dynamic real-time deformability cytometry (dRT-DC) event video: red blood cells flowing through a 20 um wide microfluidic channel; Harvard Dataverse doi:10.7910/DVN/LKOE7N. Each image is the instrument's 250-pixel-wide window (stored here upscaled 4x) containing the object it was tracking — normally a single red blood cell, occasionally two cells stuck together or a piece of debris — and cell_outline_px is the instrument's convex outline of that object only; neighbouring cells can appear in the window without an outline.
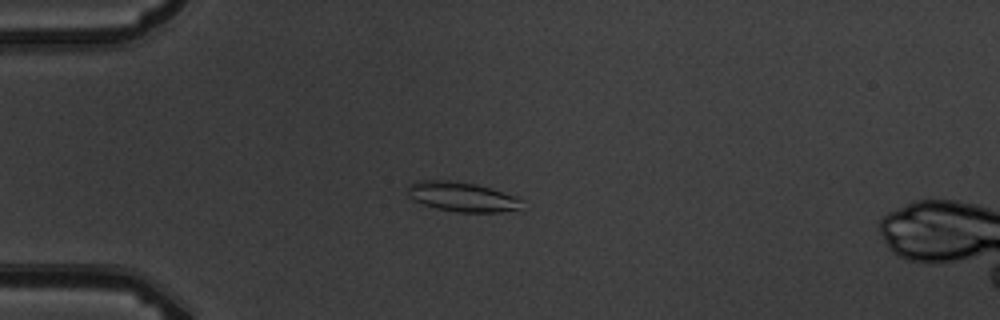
{"species": "common noctule bat (a hibernating species)", "species_latin": "Nyctalus noctula", "temperature_condition": "warm", "stored_images_in_passage": 11, "camera_frame_rate_fps": 3000, "um_per_image_px": 0.085, "animal": {"sex": "male", "body_mass_g": 19.5, "forearm_length_mm": 54.6}, "frame": {"image": 1, "passage_image": 4, "time_ms": 3.333, "image_size_px": [1000, 320], "cell_outline_px": [[524, 200], [520, 208], [500, 212], [456, 212], [436, 208], [412, 200], [408, 196], [408, 184], [420, 180], [448, 180], [476, 184], [520, 196]], "centroid_in_image_um": [39.3, 16.72], "position_along_channel_um": 45.7, "area_um2": 19.94}}
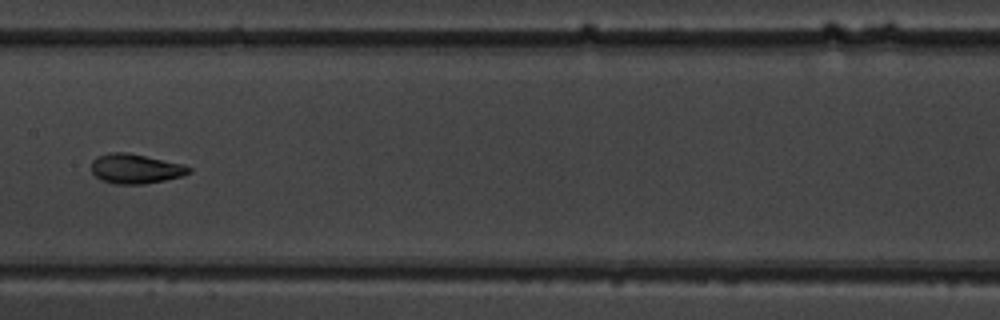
{"frame": {"image": 2, "passage_image": 8, "time_ms": 8.0, "image_size_px": [1000, 320], "cell_outline_px": [[192, 172], [180, 176], [164, 180], [144, 184], [116, 184], [100, 180], [92, 172], [92, 160], [96, 156], [108, 152], [128, 152], [184, 164], [192, 168]], "centroid_in_image_um": [11.51, 14.33], "position_along_channel_um": 195.9, "area_um2": 16.99}}
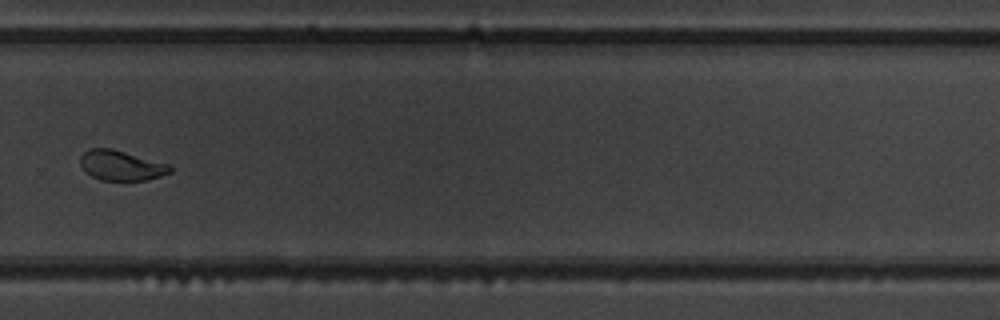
{"frame": {"image": 3, "passage_image": 11, "time_ms": 11.333, "image_size_px": [1000, 320], "cell_outline_px": [[172, 172], [148, 180], [100, 180], [84, 172], [80, 164], [80, 156], [88, 148], [112, 148], [168, 164], [172, 168]], "centroid_in_image_um": [10.27, 14.06], "position_along_channel_um": 319.5, "area_um2": 15.78}}